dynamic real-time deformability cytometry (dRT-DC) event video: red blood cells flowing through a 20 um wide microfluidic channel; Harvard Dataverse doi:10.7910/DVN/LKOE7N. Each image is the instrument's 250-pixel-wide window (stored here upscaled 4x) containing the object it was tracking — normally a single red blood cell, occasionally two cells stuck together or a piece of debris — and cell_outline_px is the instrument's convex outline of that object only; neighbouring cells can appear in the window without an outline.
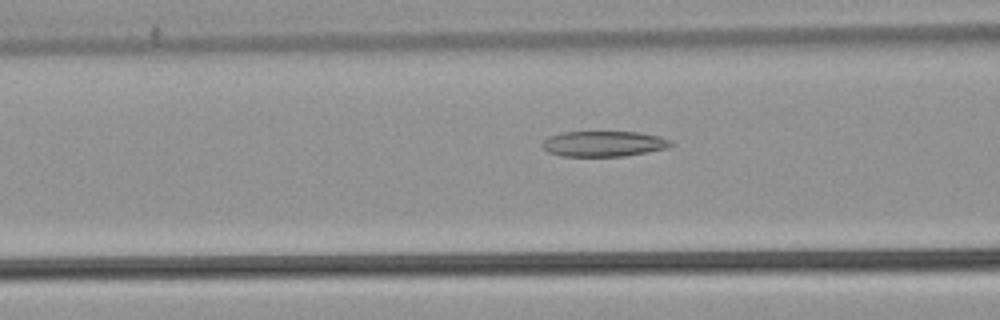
{"species": "common noctule bat (a hibernating species)", "species_latin": "Nyctalus noctula", "temperature_condition": "warm", "stored_images_in_passage": 46, "camera_frame_rate_fps": 3000, "um_per_image_px": 0.085, "animal": {"sex": "male", "body_mass_g": 21.5, "forearm_length_mm": 52.0}, "frame": {"image": 1, "passage_image": 14, "time_ms": 4.333, "image_size_px": [1000, 320], "cell_outline_px": [[672, 144], [668, 148], [624, 156], [560, 156], [548, 152], [540, 144], [548, 136], [564, 132], [640, 132], [660, 136], [672, 140]], "centroid_in_image_um": [51.31, 12.22], "position_along_channel_um": 115.3, "area_um2": 19.19}}
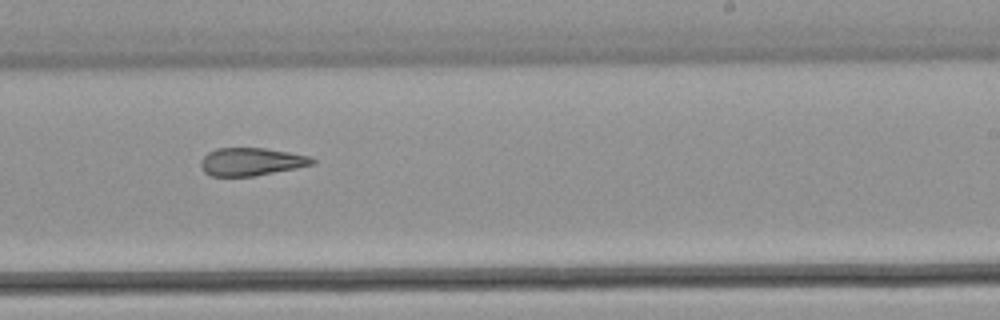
{"frame": {"image": 2, "passage_image": 26, "time_ms": 8.333, "image_size_px": [1000, 320], "cell_outline_px": [[316, 164], [256, 176], [212, 176], [204, 172], [200, 164], [200, 160], [208, 152], [216, 148], [264, 148], [288, 152], [308, 156], [316, 160]], "centroid_in_image_um": [21.35, 13.75], "position_along_channel_um": 267.6, "area_um2": 18.15}}
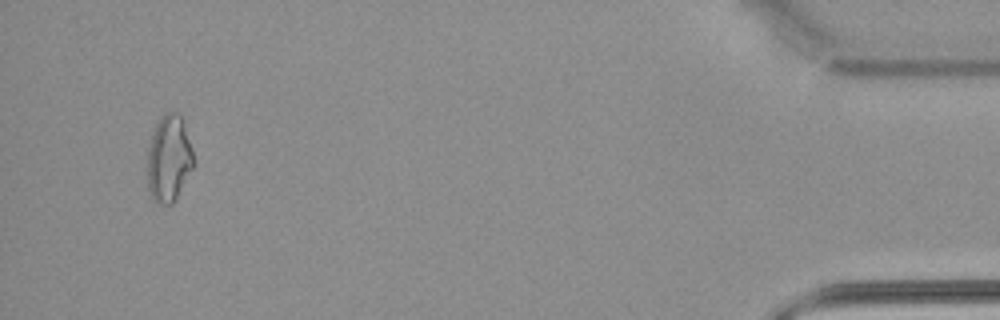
{"frame": {"image": 3, "passage_image": 44, "time_ms": 14.333, "image_size_px": [1000, 320], "cell_outline_px": [[192, 168], [176, 200], [172, 204], [156, 204], [152, 200], [148, 188], [148, 148], [152, 132], [160, 116], [164, 112], [176, 112], [180, 116], [192, 148]], "centroid_in_image_um": [14.32, 13.51], "position_along_channel_um": 420.9, "area_um2": 23.18}, "authors_computed_cell_mechanics": {"area_um2": 19.941, "velocity_mm_per_s": 3.8188, "shape_relaxation_time_tau1_ms": null, "shape_relaxation_time_tau2_ms": 4.9975, "deformation_change_tau1": null, "deformation_change_tau2": 0.1463}}